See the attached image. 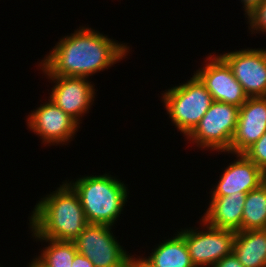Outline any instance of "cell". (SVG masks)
<instances>
[{"instance_id": "cell-1", "label": "cell", "mask_w": 266, "mask_h": 267, "mask_svg": "<svg viewBox=\"0 0 266 267\" xmlns=\"http://www.w3.org/2000/svg\"><path fill=\"white\" fill-rule=\"evenodd\" d=\"M93 27L80 26L65 35L37 65L44 76L88 77L126 59L129 43H122Z\"/></svg>"}, {"instance_id": "cell-2", "label": "cell", "mask_w": 266, "mask_h": 267, "mask_svg": "<svg viewBox=\"0 0 266 267\" xmlns=\"http://www.w3.org/2000/svg\"><path fill=\"white\" fill-rule=\"evenodd\" d=\"M30 215L29 229L56 241H74L88 224L80 198L66 180L40 198Z\"/></svg>"}, {"instance_id": "cell-3", "label": "cell", "mask_w": 266, "mask_h": 267, "mask_svg": "<svg viewBox=\"0 0 266 267\" xmlns=\"http://www.w3.org/2000/svg\"><path fill=\"white\" fill-rule=\"evenodd\" d=\"M117 178L105 172L66 180L78 194L89 224H104L115 229L129 197L128 184Z\"/></svg>"}, {"instance_id": "cell-4", "label": "cell", "mask_w": 266, "mask_h": 267, "mask_svg": "<svg viewBox=\"0 0 266 267\" xmlns=\"http://www.w3.org/2000/svg\"><path fill=\"white\" fill-rule=\"evenodd\" d=\"M161 101L172 126L187 137L213 102L210 92L193 73L190 79L164 90Z\"/></svg>"}, {"instance_id": "cell-5", "label": "cell", "mask_w": 266, "mask_h": 267, "mask_svg": "<svg viewBox=\"0 0 266 267\" xmlns=\"http://www.w3.org/2000/svg\"><path fill=\"white\" fill-rule=\"evenodd\" d=\"M239 107L228 103L213 101L194 130L185 138L187 143L203 151H216L230 154V144L234 136ZM189 141V142H188ZM220 152V153H219Z\"/></svg>"}, {"instance_id": "cell-6", "label": "cell", "mask_w": 266, "mask_h": 267, "mask_svg": "<svg viewBox=\"0 0 266 267\" xmlns=\"http://www.w3.org/2000/svg\"><path fill=\"white\" fill-rule=\"evenodd\" d=\"M199 220L201 228L195 226L176 231L184 238L195 267H213L233 252L236 231L215 228L201 218Z\"/></svg>"}, {"instance_id": "cell-7", "label": "cell", "mask_w": 266, "mask_h": 267, "mask_svg": "<svg viewBox=\"0 0 266 267\" xmlns=\"http://www.w3.org/2000/svg\"><path fill=\"white\" fill-rule=\"evenodd\" d=\"M113 227L87 224L73 241L77 252L87 257L94 267H127L132 256L115 237Z\"/></svg>"}, {"instance_id": "cell-8", "label": "cell", "mask_w": 266, "mask_h": 267, "mask_svg": "<svg viewBox=\"0 0 266 267\" xmlns=\"http://www.w3.org/2000/svg\"><path fill=\"white\" fill-rule=\"evenodd\" d=\"M47 100L26 116L28 130L38 135L45 147L68 145L75 139L80 124L50 99Z\"/></svg>"}, {"instance_id": "cell-9", "label": "cell", "mask_w": 266, "mask_h": 267, "mask_svg": "<svg viewBox=\"0 0 266 267\" xmlns=\"http://www.w3.org/2000/svg\"><path fill=\"white\" fill-rule=\"evenodd\" d=\"M53 87L48 99L75 119L79 124L94 105L96 86L88 77L45 76ZM51 93V94H50Z\"/></svg>"}, {"instance_id": "cell-10", "label": "cell", "mask_w": 266, "mask_h": 267, "mask_svg": "<svg viewBox=\"0 0 266 267\" xmlns=\"http://www.w3.org/2000/svg\"><path fill=\"white\" fill-rule=\"evenodd\" d=\"M213 53H209L203 65L193 72L210 92L213 101L228 103L240 108L248 96L234 77L227 62L219 53L217 55Z\"/></svg>"}, {"instance_id": "cell-11", "label": "cell", "mask_w": 266, "mask_h": 267, "mask_svg": "<svg viewBox=\"0 0 266 267\" xmlns=\"http://www.w3.org/2000/svg\"><path fill=\"white\" fill-rule=\"evenodd\" d=\"M248 97H266V48H244L219 54Z\"/></svg>"}, {"instance_id": "cell-12", "label": "cell", "mask_w": 266, "mask_h": 267, "mask_svg": "<svg viewBox=\"0 0 266 267\" xmlns=\"http://www.w3.org/2000/svg\"><path fill=\"white\" fill-rule=\"evenodd\" d=\"M236 158L227 165L216 185L210 190V196H228L237 192L247 194L266 181V174L244 154H232ZM236 156V157H235Z\"/></svg>"}, {"instance_id": "cell-13", "label": "cell", "mask_w": 266, "mask_h": 267, "mask_svg": "<svg viewBox=\"0 0 266 267\" xmlns=\"http://www.w3.org/2000/svg\"><path fill=\"white\" fill-rule=\"evenodd\" d=\"M266 132V97H248L239 108L230 144L231 154H243Z\"/></svg>"}, {"instance_id": "cell-14", "label": "cell", "mask_w": 266, "mask_h": 267, "mask_svg": "<svg viewBox=\"0 0 266 267\" xmlns=\"http://www.w3.org/2000/svg\"><path fill=\"white\" fill-rule=\"evenodd\" d=\"M245 197L243 192L228 196H209L208 207L201 219L215 228L241 231Z\"/></svg>"}, {"instance_id": "cell-15", "label": "cell", "mask_w": 266, "mask_h": 267, "mask_svg": "<svg viewBox=\"0 0 266 267\" xmlns=\"http://www.w3.org/2000/svg\"><path fill=\"white\" fill-rule=\"evenodd\" d=\"M154 248V249H153ZM149 256L140 258L150 267H195L184 238L175 232L154 245Z\"/></svg>"}, {"instance_id": "cell-16", "label": "cell", "mask_w": 266, "mask_h": 267, "mask_svg": "<svg viewBox=\"0 0 266 267\" xmlns=\"http://www.w3.org/2000/svg\"><path fill=\"white\" fill-rule=\"evenodd\" d=\"M233 253L243 267H266V229L236 231Z\"/></svg>"}, {"instance_id": "cell-17", "label": "cell", "mask_w": 266, "mask_h": 267, "mask_svg": "<svg viewBox=\"0 0 266 267\" xmlns=\"http://www.w3.org/2000/svg\"><path fill=\"white\" fill-rule=\"evenodd\" d=\"M31 238L39 242H45L40 248V254L34 256L44 267H72L74 256L77 253L73 241H56L49 238L37 236L31 229ZM47 244V245H46Z\"/></svg>"}, {"instance_id": "cell-18", "label": "cell", "mask_w": 266, "mask_h": 267, "mask_svg": "<svg viewBox=\"0 0 266 267\" xmlns=\"http://www.w3.org/2000/svg\"><path fill=\"white\" fill-rule=\"evenodd\" d=\"M266 229V181L245 197L241 231Z\"/></svg>"}, {"instance_id": "cell-19", "label": "cell", "mask_w": 266, "mask_h": 267, "mask_svg": "<svg viewBox=\"0 0 266 267\" xmlns=\"http://www.w3.org/2000/svg\"><path fill=\"white\" fill-rule=\"evenodd\" d=\"M243 154L266 174V132Z\"/></svg>"}, {"instance_id": "cell-20", "label": "cell", "mask_w": 266, "mask_h": 267, "mask_svg": "<svg viewBox=\"0 0 266 267\" xmlns=\"http://www.w3.org/2000/svg\"><path fill=\"white\" fill-rule=\"evenodd\" d=\"M247 18L251 34H266V0H264Z\"/></svg>"}, {"instance_id": "cell-21", "label": "cell", "mask_w": 266, "mask_h": 267, "mask_svg": "<svg viewBox=\"0 0 266 267\" xmlns=\"http://www.w3.org/2000/svg\"><path fill=\"white\" fill-rule=\"evenodd\" d=\"M213 267H243L238 257L232 252L219 260Z\"/></svg>"}, {"instance_id": "cell-22", "label": "cell", "mask_w": 266, "mask_h": 267, "mask_svg": "<svg viewBox=\"0 0 266 267\" xmlns=\"http://www.w3.org/2000/svg\"><path fill=\"white\" fill-rule=\"evenodd\" d=\"M264 0H240L245 18L248 17Z\"/></svg>"}, {"instance_id": "cell-23", "label": "cell", "mask_w": 266, "mask_h": 267, "mask_svg": "<svg viewBox=\"0 0 266 267\" xmlns=\"http://www.w3.org/2000/svg\"><path fill=\"white\" fill-rule=\"evenodd\" d=\"M72 267H94V265L87 257L77 252L74 256Z\"/></svg>"}, {"instance_id": "cell-24", "label": "cell", "mask_w": 266, "mask_h": 267, "mask_svg": "<svg viewBox=\"0 0 266 267\" xmlns=\"http://www.w3.org/2000/svg\"><path fill=\"white\" fill-rule=\"evenodd\" d=\"M134 256H137L134 257ZM127 267H150L149 265H147L141 258L139 255H136L134 253V255H132L129 259L128 265Z\"/></svg>"}, {"instance_id": "cell-25", "label": "cell", "mask_w": 266, "mask_h": 267, "mask_svg": "<svg viewBox=\"0 0 266 267\" xmlns=\"http://www.w3.org/2000/svg\"><path fill=\"white\" fill-rule=\"evenodd\" d=\"M28 264L27 267H44L35 257Z\"/></svg>"}]
</instances>
